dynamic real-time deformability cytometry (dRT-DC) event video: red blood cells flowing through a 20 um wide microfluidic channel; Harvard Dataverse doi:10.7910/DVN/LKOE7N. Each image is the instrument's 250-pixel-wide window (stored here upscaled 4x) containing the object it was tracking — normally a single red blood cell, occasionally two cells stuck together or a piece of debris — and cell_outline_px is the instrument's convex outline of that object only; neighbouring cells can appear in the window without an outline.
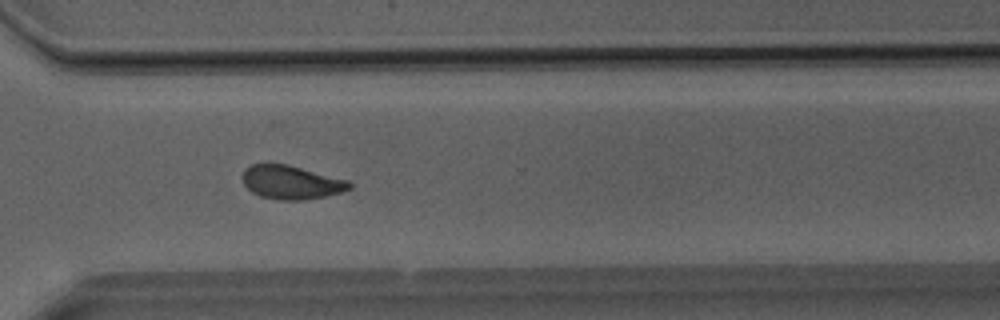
{"species": "Egyptian fruit bat (a non-hibernating species)", "species_latin": "Rousettus aegyptiacus", "temperature_condition": "room temperature", "stored_images_in_passage": 40, "camera_frame_rate_fps": 3000, "um_per_image_px": 0.085, "animal": {"sex": "male"}, "frame": {"image": 1, "passage_image": 29, "time_ms": 9.333, "image_size_px": [1000, 320], "cell_outline_px": [[352, 188], [344, 192], [304, 200], [280, 200], [260, 196], [252, 192], [244, 184], [240, 176], [252, 164], [288, 164], [348, 180], [352, 184]], "centroid_in_image_um": [24.78, 15.5], "position_along_channel_um": 345.8, "area_um2": 20.98}}
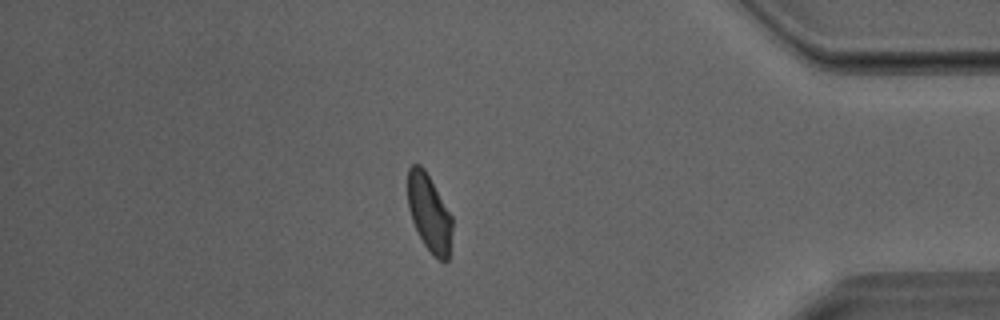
{"frame": {"image": 2, "passage_image": 34, "time_ms": 11.0, "image_size_px": [1000, 320], "cell_outline_px": [[452, 228], [448, 260], [444, 264], [424, 244], [412, 220], [408, 208], [408, 168], [412, 164], [420, 164], [424, 168], [452, 216]], "centroid_in_image_um": [36.48, 18.08], "position_along_channel_um": 398.7, "area_um2": 19.71}}